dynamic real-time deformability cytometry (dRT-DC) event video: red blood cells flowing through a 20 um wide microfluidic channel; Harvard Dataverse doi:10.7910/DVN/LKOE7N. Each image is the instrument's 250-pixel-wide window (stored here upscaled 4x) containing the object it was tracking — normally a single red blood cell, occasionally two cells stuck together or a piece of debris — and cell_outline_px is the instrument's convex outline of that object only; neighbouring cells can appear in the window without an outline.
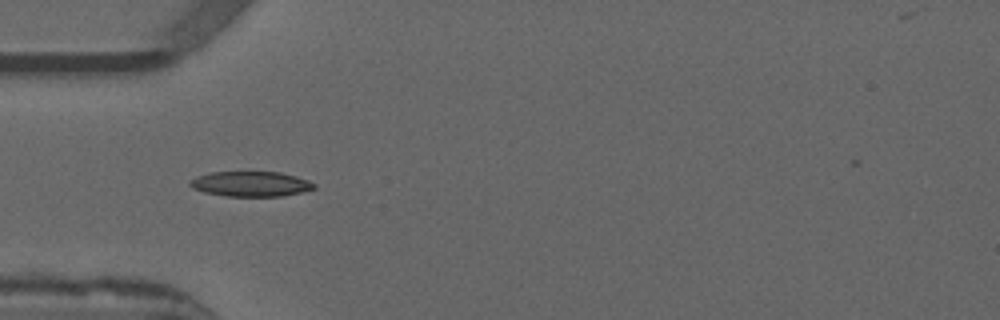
{"species": "common noctule bat (a hibernating species)", "species_latin": "Nyctalus noctula", "temperature_condition": "warm", "stored_images_in_passage": 37, "camera_frame_rate_fps": 3000, "um_per_image_px": 0.085, "animal": {"sex": "male", "forearm_length_mm": 52.5}, "frame": {"image": 1, "passage_image": 1, "time_ms": 0.0, "image_size_px": [1000, 320], "cell_outline_px": [[316, 188], [300, 192], [280, 196], [228, 196], [204, 192], [192, 188], [188, 184], [188, 180], [196, 176], [212, 172], [280, 172], [296, 176], [308, 180], [316, 184]], "centroid_in_image_um": [21.29, 15.63], "position_along_channel_um": 63.7, "area_um2": 18.15}}
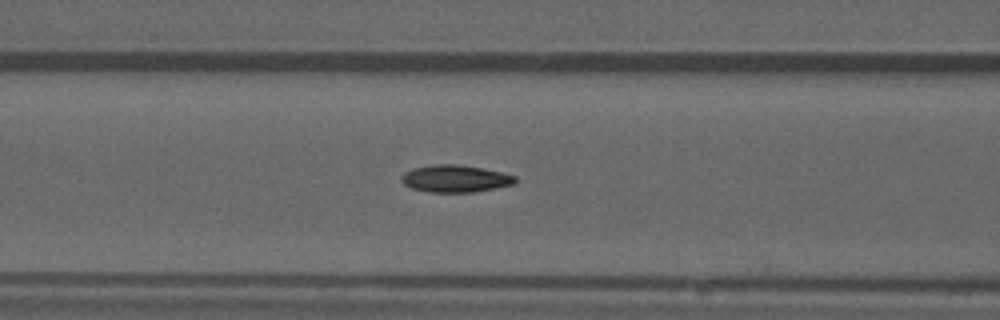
{"frame": {"image": 2, "passage_image": 6, "time_ms": 1.667, "image_size_px": [1000, 320], "cell_outline_px": [[516, 184], [472, 192], [428, 192], [412, 188], [404, 184], [400, 180], [400, 176], [404, 172], [412, 168], [432, 164], [456, 164], [480, 168], [500, 172], [516, 176]], "centroid_in_image_um": [38.65, 15.18], "position_along_channel_um": 127.9, "area_um2": 18.03}}